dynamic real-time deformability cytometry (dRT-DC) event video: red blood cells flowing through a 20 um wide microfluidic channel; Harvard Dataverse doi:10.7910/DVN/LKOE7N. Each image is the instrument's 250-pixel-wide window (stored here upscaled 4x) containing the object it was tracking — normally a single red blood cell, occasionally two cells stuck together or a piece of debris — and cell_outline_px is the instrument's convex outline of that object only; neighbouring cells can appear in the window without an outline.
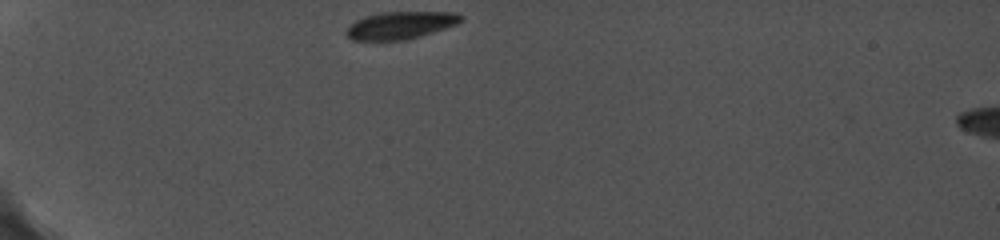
{"species": "common noctule bat (a hibernating species)", "species_latin": "Nyctalus noctula", "temperature_condition": "cold", "stored_images_in_passage": 13, "camera_frame_rate_fps": 5000, "um_per_image_px": 0.085, "animal": {"sex": "female", "body_mass_g": 19.0, "forearm_length_mm": 56.7}, "frame": {"image": 1, "passage_image": 1, "time_ms": 0.0, "image_size_px": [1000, 240], "cell_outline_px": [[464, 20], [456, 24], [420, 36], [404, 40], [352, 40], [344, 32], [344, 28], [348, 24], [364, 16], [380, 12], [452, 12], [464, 16]], "centroid_in_image_um": [33.98, 2.14], "position_along_channel_um": 51.0, "area_um2": 18.44}}
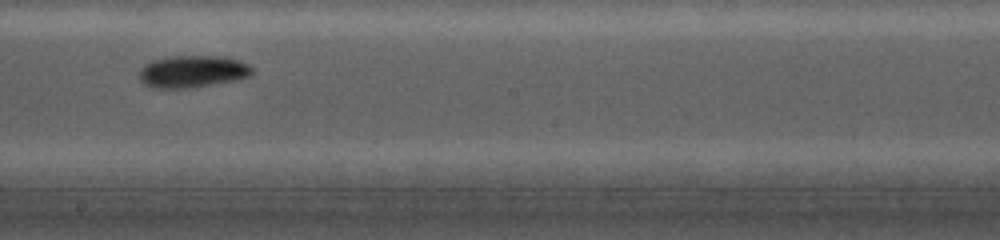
{"frame": {"image": 2, "passage_image": 8, "time_ms": 5.8, "image_size_px": [1000, 240], "cell_outline_px": [[252, 76], [232, 80], [188, 88], [152, 88], [144, 84], [140, 80], [140, 68], [144, 64], [152, 60], [172, 56], [220, 56], [236, 60], [248, 64], [252, 68]], "centroid_in_image_um": [16.32, 6.07], "position_along_channel_um": 231.9, "area_um2": 20.92}}
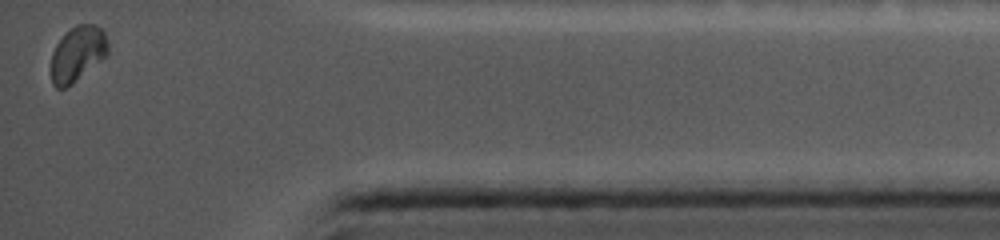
{"frame": {"image": 3, "passage_image": 13, "time_ms": 11.4, "image_size_px": [1000, 240], "cell_outline_px": [[108, 52], [104, 56], [72, 84], [64, 88], [56, 88], [52, 84], [52, 52], [56, 44], [64, 32], [76, 24], [96, 24], [104, 32], [108, 44]], "centroid_in_image_um": [6.57, 4.54], "position_along_channel_um": 428.6, "area_um2": 18.09}, "authors_computed_cell_mechanics": {"area_um2": 19.941, "velocity_mm_per_s": 3.7584, "shape_relaxation_time_tau1_ms": 2.0115, "shape_relaxation_time_tau2_ms": null, "deformation_change_tau1": 0.0586, "deformation_change_tau2": null}}